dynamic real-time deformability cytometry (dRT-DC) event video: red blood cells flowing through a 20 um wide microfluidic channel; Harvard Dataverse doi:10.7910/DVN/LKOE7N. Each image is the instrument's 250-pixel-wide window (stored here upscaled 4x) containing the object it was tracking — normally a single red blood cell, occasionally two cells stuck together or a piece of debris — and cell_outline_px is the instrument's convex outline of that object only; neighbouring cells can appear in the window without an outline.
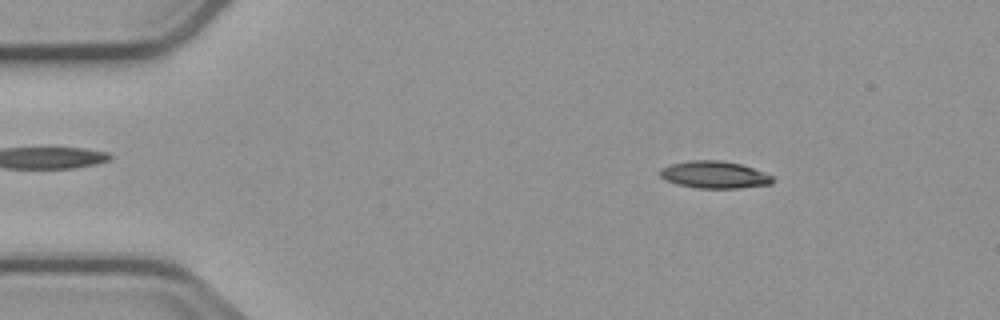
{"species": "common noctule bat (a hibernating species)", "species_latin": "Nyctalus noctula", "temperature_condition": "cold", "stored_images_in_passage": 5, "camera_frame_rate_fps": 3000, "um_per_image_px": 0.085, "animal": {"sex": "male", "body_mass_g": 23.1, "forearm_length_mm": 52.7}, "frame": {"image": 1, "passage_image": 2, "time_ms": 1.0, "image_size_px": [1000, 320], "cell_outline_px": [[776, 180], [772, 184], [740, 188], [696, 188], [676, 184], [660, 176], [660, 168], [672, 164], [688, 160], [720, 160], [740, 164], [752, 168], [772, 176]], "centroid_in_image_um": [60.73, 14.86], "position_along_channel_um": 24.3, "area_um2": 17.8}}